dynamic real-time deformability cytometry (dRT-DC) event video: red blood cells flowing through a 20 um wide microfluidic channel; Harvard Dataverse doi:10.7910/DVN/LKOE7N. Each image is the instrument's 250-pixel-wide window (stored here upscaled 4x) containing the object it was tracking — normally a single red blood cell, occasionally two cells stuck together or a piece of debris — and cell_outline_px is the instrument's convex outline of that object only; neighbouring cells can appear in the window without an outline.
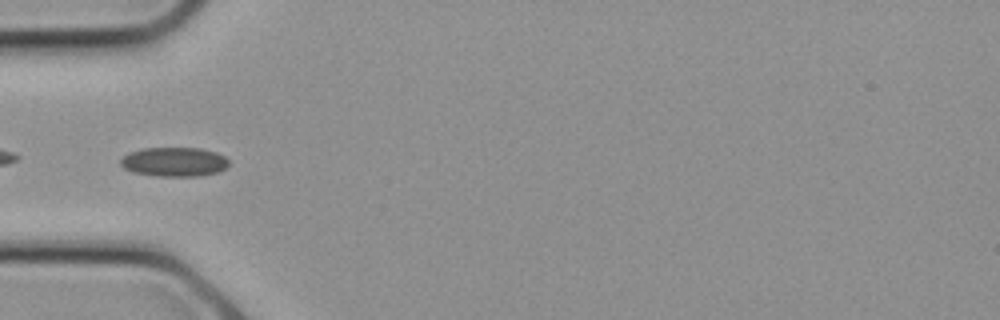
{"species": "common noctule bat (a hibernating species)", "species_latin": "Nyctalus noctula", "temperature_condition": "cold", "stored_images_in_passage": 9, "camera_frame_rate_fps": 3000, "um_per_image_px": 0.085, "animal": {"sex": "female", "body_mass_g": 21.9}, "frame": {"image": 1, "passage_image": 8, "time_ms": 2.333, "image_size_px": [1000, 320], "cell_outline_px": [[228, 164], [224, 168], [216, 172], [200, 176], [160, 176], [132, 172], [124, 168], [120, 164], [120, 160], [128, 152], [140, 148], [200, 148], [216, 152], [224, 156], [228, 160]], "centroid_in_image_um": [14.77, 13.75], "position_along_channel_um": 70.2, "area_um2": 18.44}}